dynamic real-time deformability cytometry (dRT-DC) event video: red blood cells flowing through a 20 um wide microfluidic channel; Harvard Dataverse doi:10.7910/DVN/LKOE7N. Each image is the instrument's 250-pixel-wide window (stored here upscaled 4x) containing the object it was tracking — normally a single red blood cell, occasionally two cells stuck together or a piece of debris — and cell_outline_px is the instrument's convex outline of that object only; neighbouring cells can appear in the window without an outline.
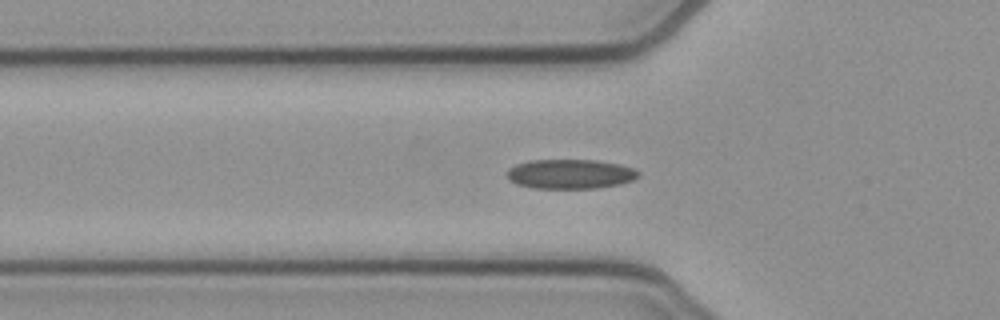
{"species": "common noctule bat (a hibernating species)", "species_latin": "Nyctalus noctula", "temperature_condition": "cold", "stored_images_in_passage": 44, "camera_frame_rate_fps": 3000, "um_per_image_px": 0.085, "animal": {"sex": "female", "body_mass_g": 21.9}, "frame": {"image": 1, "passage_image": 8, "time_ms": 2.333, "image_size_px": [1000, 320], "cell_outline_px": [[640, 176], [632, 180], [620, 184], [600, 188], [532, 188], [516, 184], [508, 180], [508, 168], [516, 164], [528, 160], [596, 160], [620, 164], [632, 168], [640, 172]], "centroid_in_image_um": [48.47, 14.79], "position_along_channel_um": 77.3, "area_um2": 22.77}}
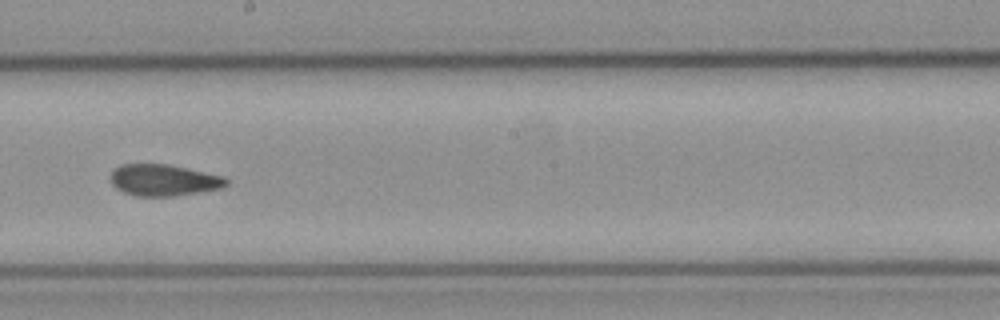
{"frame": {"image": 2, "passage_image": 20, "time_ms": 6.333, "image_size_px": [1000, 320], "cell_outline_px": [[228, 184], [220, 188], [172, 196], [136, 196], [124, 192], [116, 188], [112, 184], [108, 176], [120, 164], [168, 164], [224, 176], [228, 180]], "centroid_in_image_um": [13.87, 15.3], "position_along_channel_um": 234.3, "area_um2": 21.15}}
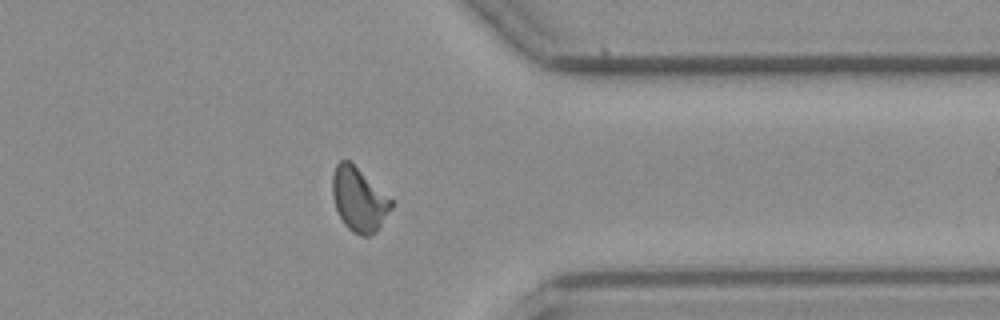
{"frame": {"image": 3, "passage_image": 32, "time_ms": 10.333, "image_size_px": [1000, 320], "cell_outline_px": [[392, 208], [376, 232], [368, 236], [360, 236], [352, 232], [344, 224], [336, 208], [332, 196], [332, 176], [336, 164], [340, 160], [348, 160], [392, 200]], "centroid_in_image_um": [30.49, 16.99], "position_along_channel_um": 380.9, "area_um2": 21.56}, "authors_computed_cell_mechanics": {"area_um2": 21.5594, "velocity_mm_per_s": 3.8925, "shape_relaxation_time_tau1_ms": null, "shape_relaxation_time_tau2_ms": 2.3032, "deformation_change_tau1": null, "deformation_change_tau2": 0.0827}}